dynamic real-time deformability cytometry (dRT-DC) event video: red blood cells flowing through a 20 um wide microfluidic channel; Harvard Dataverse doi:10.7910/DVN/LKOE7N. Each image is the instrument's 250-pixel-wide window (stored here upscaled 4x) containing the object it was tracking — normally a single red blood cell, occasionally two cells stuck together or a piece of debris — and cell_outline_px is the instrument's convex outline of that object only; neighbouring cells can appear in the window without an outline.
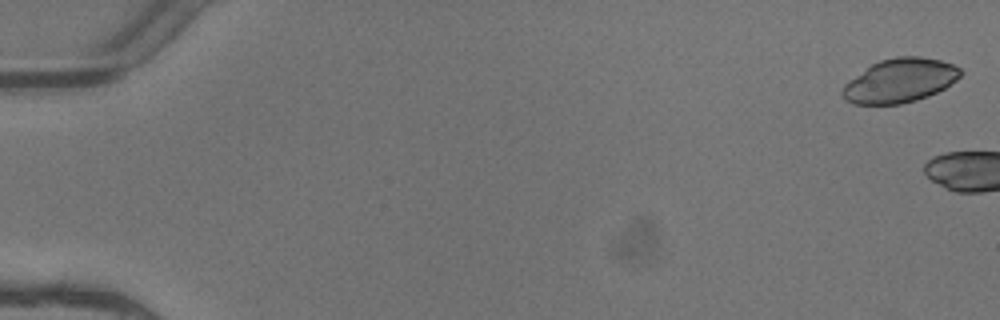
{"species": "common noctule bat (a hibernating species)", "species_latin": "Nyctalus noctula", "temperature_condition": "warm", "stored_images_in_passage": 2, "camera_frame_rate_fps": 3000, "um_per_image_px": 0.085, "animal": {"sex": "female"}, "frame": {"image": 1, "passage_image": 1, "time_ms": 0.0, "image_size_px": [1000, 320], "cell_outline_px": [[964, 72], [956, 80], [944, 88], [928, 96], [916, 100], [900, 104], [852, 104], [840, 96], [840, 92], [844, 84], [848, 80], [872, 64], [880, 60], [896, 56], [920, 56], [940, 60], [952, 64], [960, 68]], "centroid_in_image_um": [76.46, 6.85], "position_along_channel_um": 8.5, "area_um2": 30.35}}